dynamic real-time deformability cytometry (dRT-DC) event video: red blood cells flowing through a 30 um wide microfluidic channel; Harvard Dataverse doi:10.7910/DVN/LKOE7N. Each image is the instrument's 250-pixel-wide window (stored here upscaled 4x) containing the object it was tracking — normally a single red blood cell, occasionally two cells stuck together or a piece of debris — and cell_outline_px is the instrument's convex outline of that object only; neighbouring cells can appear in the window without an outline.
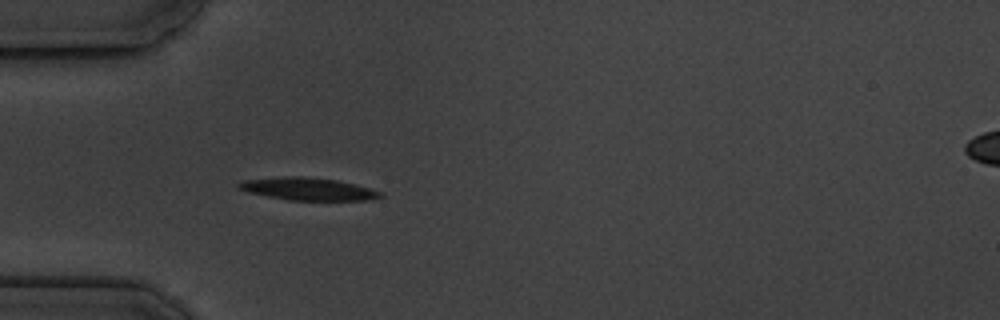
{"species": "common noctule bat (a hibernating species)", "species_latin": "Nyctalus noctula", "temperature_condition": "cold", "stored_images_in_passage": 3, "camera_frame_rate_fps": 3000, "um_per_image_px": 0.085, "animal": {"sex": "male", "body_mass_g": 19.5, "forearm_length_mm": 54.6}, "frame": {"image": 1, "passage_image": 3, "time_ms": 3.333, "image_size_px": [1000, 320], "cell_outline_px": [[384, 196], [368, 200], [288, 200], [248, 192], [236, 188], [236, 184], [244, 180], [284, 176], [304, 176], [336, 180], [368, 188], [380, 192]], "centroid_in_image_um": [26.12, 16.06], "position_along_channel_um": 58.9, "area_um2": 18.44}}